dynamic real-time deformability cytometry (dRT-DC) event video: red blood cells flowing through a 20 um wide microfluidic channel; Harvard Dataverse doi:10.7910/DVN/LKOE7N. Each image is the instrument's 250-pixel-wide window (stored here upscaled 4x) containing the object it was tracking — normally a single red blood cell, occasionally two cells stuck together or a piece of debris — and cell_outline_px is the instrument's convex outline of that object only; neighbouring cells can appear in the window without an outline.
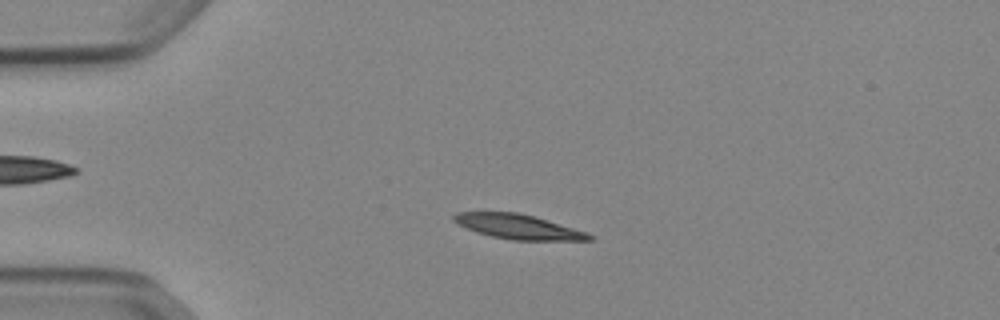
{"species": "Egyptian fruit bat (a non-hibernating species)", "species_latin": "Rousettus aegyptiacus", "temperature_condition": "cold", "stored_images_in_passage": 53, "camera_frame_rate_fps": 3000, "um_per_image_px": 0.085, "animal": {"sex": "female"}, "frame": {"image": 1, "passage_image": 13, "time_ms": 4.0, "image_size_px": [1000, 320], "cell_outline_px": [[592, 240], [512, 240], [492, 236], [476, 232], [452, 220], [452, 216], [456, 212], [520, 212], [536, 216], [588, 232], [592, 236]], "centroid_in_image_um": [44.07, 19.26], "position_along_channel_um": 40.9, "area_um2": 19.48}}
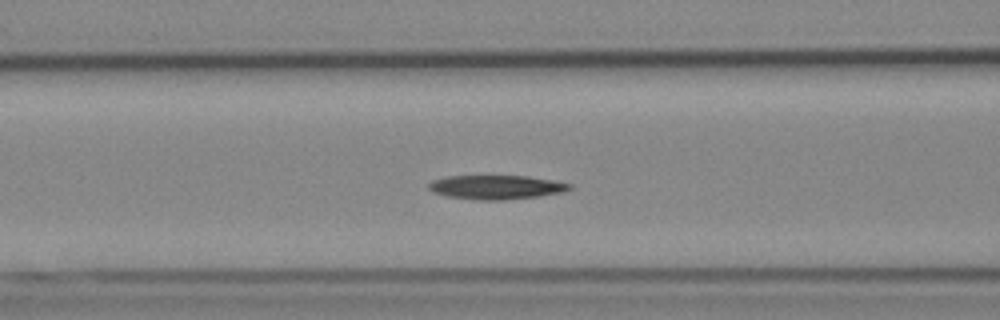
{"frame": {"image": 2, "passage_image": 22, "time_ms": 7.0, "image_size_px": [1000, 320], "cell_outline_px": [[572, 188], [564, 192], [540, 196], [504, 200], [476, 200], [448, 196], [432, 192], [428, 188], [428, 184], [432, 180], [448, 176], [528, 176], [552, 180], [572, 184]], "centroid_in_image_um": [42.19, 15.91], "position_along_channel_um": 124.4, "area_um2": 19.83}}
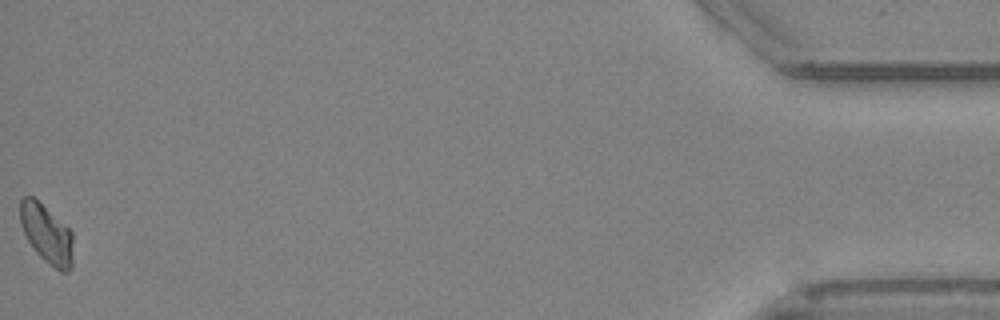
{"frame": {"image": 3, "passage_image": 53, "time_ms": 17.333, "image_size_px": [1000, 320], "cell_outline_px": [[72, 268], [68, 272], [60, 272], [48, 264], [36, 252], [28, 240], [20, 224], [20, 200], [24, 196], [32, 196], [68, 228], [72, 232]], "centroid_in_image_um": [3.96, 19.92], "position_along_channel_um": 431.2, "area_um2": 17.92}, "authors_computed_cell_mechanics": {"area_um2": 19.1318, "velocity_mm_per_s": 3.8621, "shape_relaxation_time_tau1_ms": 10.3505, "shape_relaxation_time_tau2_ms": null, "deformation_change_tau1": 0.1855, "deformation_change_tau2": null}}